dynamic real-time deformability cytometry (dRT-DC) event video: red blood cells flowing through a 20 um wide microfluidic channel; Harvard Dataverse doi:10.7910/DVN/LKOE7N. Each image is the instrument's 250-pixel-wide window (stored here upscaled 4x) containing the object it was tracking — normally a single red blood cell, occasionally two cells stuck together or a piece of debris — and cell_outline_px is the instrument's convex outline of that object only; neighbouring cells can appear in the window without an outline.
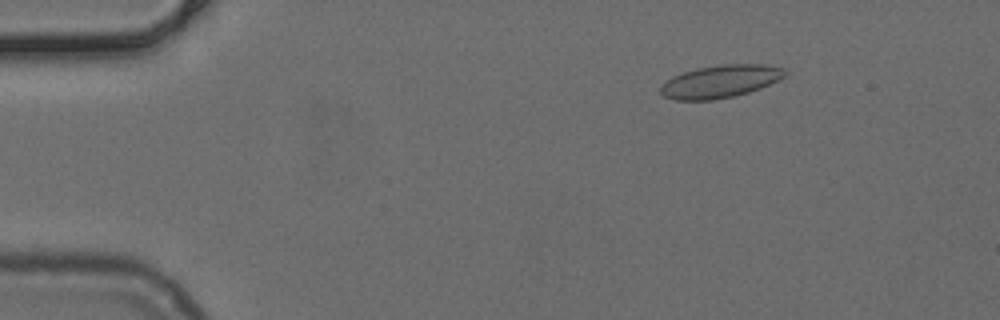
{"species": "common noctule bat (a hibernating species)", "species_latin": "Nyctalus noctula", "temperature_condition": "cold", "stored_images_in_passage": 52, "camera_frame_rate_fps": 3000, "um_per_image_px": 0.085, "animal": {"sex": "female", "body_mass_g": 24.6, "forearm_length_mm": 56.2}, "frame": {"image": 1, "passage_image": 8, "time_ms": 2.333, "image_size_px": [1000, 320], "cell_outline_px": [[788, 72], [784, 76], [760, 88], [748, 92], [732, 96], [712, 100], [676, 100], [664, 96], [660, 92], [660, 84], [672, 76], [696, 68], [720, 64], [764, 64], [784, 68]], "centroid_in_image_um": [61.19, 6.91], "position_along_channel_um": 23.8, "area_um2": 23.64}}
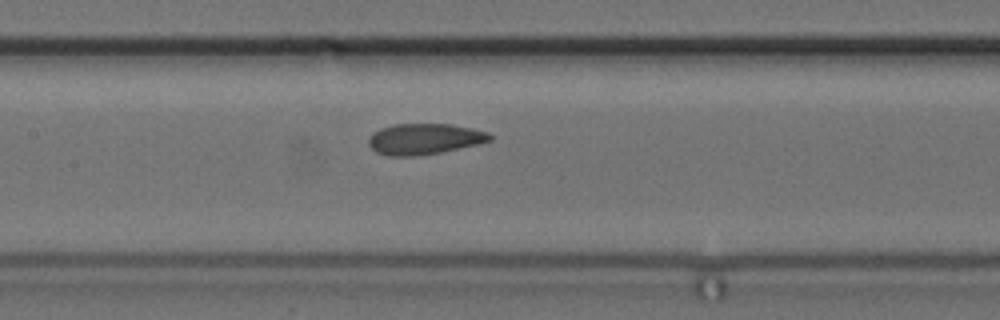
{"frame": {"image": 2, "passage_image": 25, "time_ms": 8.0, "image_size_px": [1000, 320], "cell_outline_px": [[492, 140], [476, 144], [440, 152], [412, 156], [388, 156], [376, 152], [368, 144], [368, 140], [372, 132], [380, 128], [396, 124], [452, 124], [472, 128], [488, 132], [492, 136]], "centroid_in_image_um": [36.04, 11.8], "position_along_channel_um": 171.4, "area_um2": 21.73}}
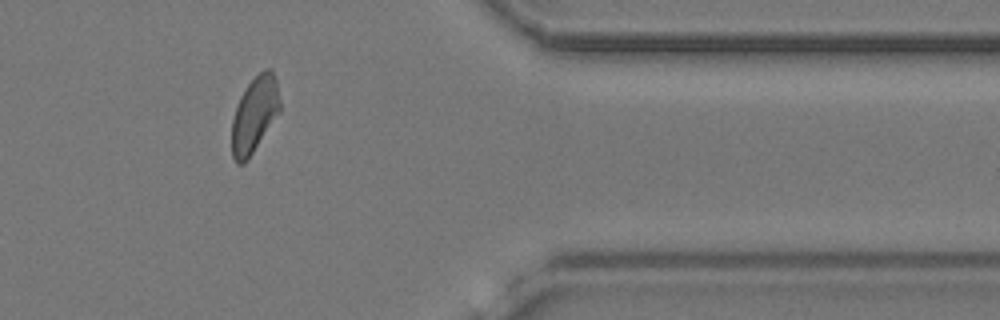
{"frame": {"image": 3, "passage_image": 43, "time_ms": 14.0, "image_size_px": [1000, 320], "cell_outline_px": [[280, 112], [248, 160], [244, 164], [236, 164], [232, 156], [232, 120], [240, 96], [248, 84], [264, 68], [272, 68], [276, 80], [280, 100]], "centroid_in_image_um": [21.64, 9.76], "position_along_channel_um": 389.8, "area_um2": 21.33}}